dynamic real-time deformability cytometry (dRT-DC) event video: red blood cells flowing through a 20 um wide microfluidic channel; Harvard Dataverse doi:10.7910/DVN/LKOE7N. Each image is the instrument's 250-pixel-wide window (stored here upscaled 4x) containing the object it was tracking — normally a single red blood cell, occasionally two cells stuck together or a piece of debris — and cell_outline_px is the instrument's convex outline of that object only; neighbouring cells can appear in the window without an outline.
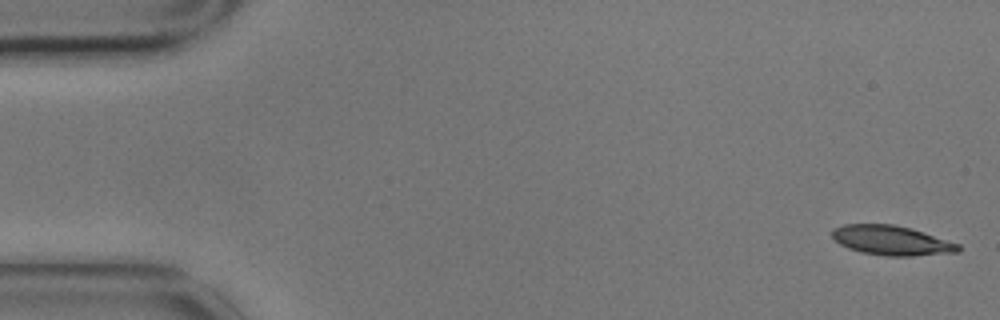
{"species": "common noctule bat (a hibernating species)", "species_latin": "Nyctalus noctula", "temperature_condition": "cold", "stored_images_in_passage": 5, "camera_frame_rate_fps": 3000, "um_per_image_px": 0.085, "animal": {"sex": "male", "body_mass_g": 17.9}, "frame": {"image": 1, "passage_image": 1, "time_ms": 0.0, "image_size_px": [1000, 320], "cell_outline_px": [[960, 252], [912, 256], [884, 256], [860, 252], [848, 248], [840, 244], [832, 236], [832, 228], [844, 224], [892, 224], [912, 228], [960, 244]], "centroid_in_image_um": [75.79, 20.44], "position_along_channel_um": 9.2, "area_um2": 21.91}}
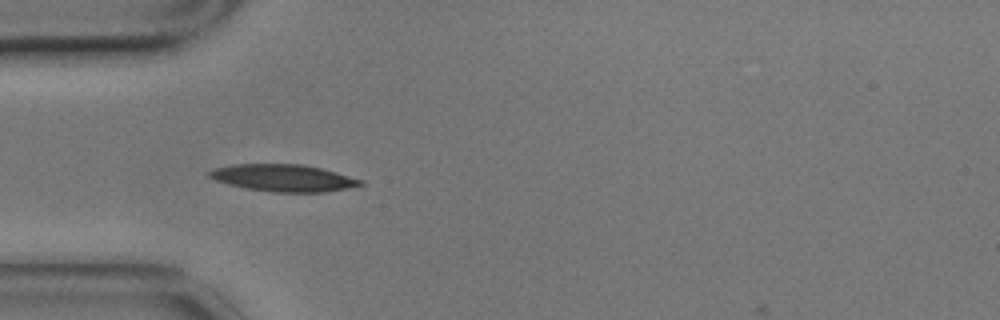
{"frame": {"image": 2, "passage_image": 4, "time_ms": 1.0, "image_size_px": [1000, 320], "cell_outline_px": [[364, 184], [324, 192], [272, 192], [248, 188], [216, 180], [208, 176], [208, 172], [212, 168], [232, 164], [304, 164], [336, 172], [364, 180]], "centroid_in_image_um": [24.09, 15.11], "position_along_channel_um": 60.9, "area_um2": 23.58}}